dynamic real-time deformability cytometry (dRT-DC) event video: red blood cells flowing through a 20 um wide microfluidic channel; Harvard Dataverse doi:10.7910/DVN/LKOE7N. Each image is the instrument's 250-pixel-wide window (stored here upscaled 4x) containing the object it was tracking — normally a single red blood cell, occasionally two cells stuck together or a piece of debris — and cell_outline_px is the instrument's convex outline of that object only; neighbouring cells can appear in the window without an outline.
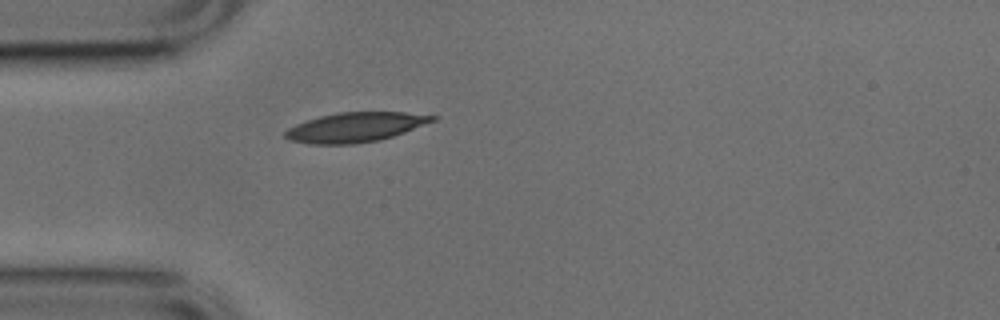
{"species": "common noctule bat (a hibernating species)", "species_latin": "Nyctalus noctula", "temperature_condition": "cold", "stored_images_in_passage": 16, "camera_frame_rate_fps": 3000, "um_per_image_px": 0.085, "animal": {"sex": "male", "body_mass_g": 17.9, "forearm_length_mm": 54.2}, "frame": {"image": 1, "passage_image": 1, "time_ms": 0.0, "image_size_px": [1000, 320], "cell_outline_px": [[436, 120], [404, 132], [380, 140], [352, 144], [308, 144], [288, 140], [284, 136], [284, 132], [288, 128], [296, 124], [320, 116], [340, 112], [404, 112], [436, 116]], "centroid_in_image_um": [30.17, 10.82], "position_along_channel_um": 54.8, "area_um2": 25.26}}